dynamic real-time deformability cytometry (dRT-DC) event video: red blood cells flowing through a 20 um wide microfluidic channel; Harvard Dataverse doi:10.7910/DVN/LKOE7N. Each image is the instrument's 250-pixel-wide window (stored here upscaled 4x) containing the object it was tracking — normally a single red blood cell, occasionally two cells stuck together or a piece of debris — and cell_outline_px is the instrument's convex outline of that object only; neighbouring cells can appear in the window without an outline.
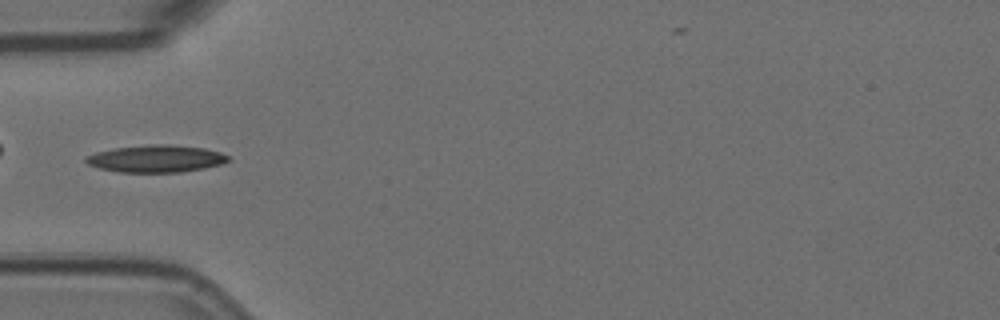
{"species": "Egyptian fruit bat (a non-hibernating species)", "species_latin": "Rousettus aegyptiacus", "temperature_condition": "room temperature", "stored_images_in_passage": 2, "camera_frame_rate_fps": 3000, "um_per_image_px": 0.085, "animal": {"sex": "female"}, "frame": {"image": 1, "passage_image": 2, "time_ms": 0.333, "image_size_px": [1000, 320], "cell_outline_px": [[232, 160], [224, 164], [204, 168], [180, 172], [116, 172], [100, 168], [88, 164], [84, 160], [88, 156], [96, 152], [116, 148], [148, 144], [168, 144], [204, 148], [220, 152], [228, 156]], "centroid_in_image_um": [13.31, 13.49], "position_along_channel_um": 71.7, "area_um2": 22.6}}